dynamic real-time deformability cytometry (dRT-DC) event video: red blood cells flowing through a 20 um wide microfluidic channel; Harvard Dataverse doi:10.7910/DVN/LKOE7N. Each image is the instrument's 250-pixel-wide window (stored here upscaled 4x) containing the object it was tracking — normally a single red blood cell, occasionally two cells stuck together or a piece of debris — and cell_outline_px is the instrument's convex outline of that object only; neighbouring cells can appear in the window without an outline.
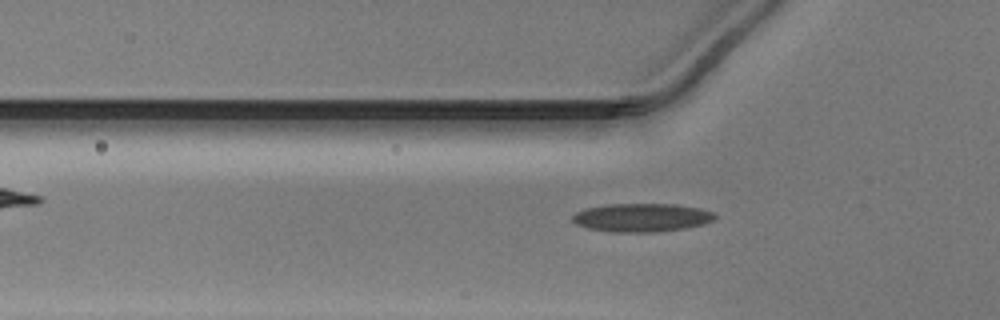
{"species": "Egyptian fruit bat (a non-hibernating species)", "species_latin": "Rousettus aegyptiacus", "temperature_condition": "warm", "stored_images_in_passage": 47, "camera_frame_rate_fps": 3000, "um_per_image_px": 0.085, "animal": {"sex": "male"}, "frame": {"image": 1, "passage_image": 16, "time_ms": 5.0, "image_size_px": [1000, 320], "cell_outline_px": [[716, 216], [712, 220], [704, 224], [684, 228], [656, 232], [616, 232], [588, 228], [576, 224], [572, 220], [572, 216], [576, 212], [588, 208], [608, 204], [676, 204], [700, 208], [716, 212]], "centroid_in_image_um": [54.58, 18.49], "position_along_channel_um": 71.2, "area_um2": 23.52}}
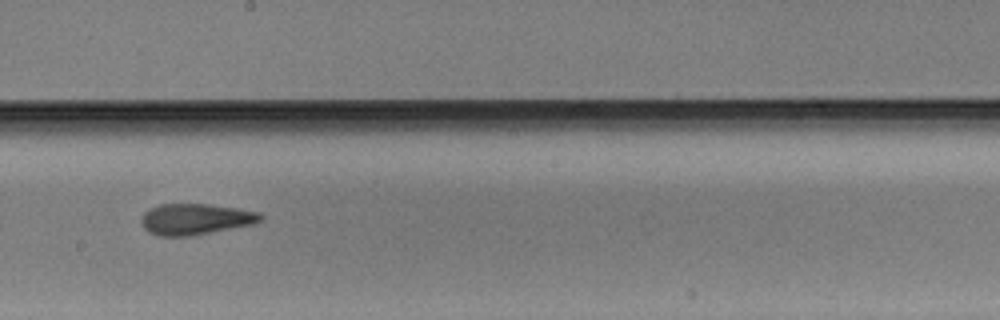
{"frame": {"image": 2, "passage_image": 28, "time_ms": 9.0, "image_size_px": [1000, 320], "cell_outline_px": [[264, 220], [256, 224], [192, 236], [156, 236], [148, 232], [144, 228], [140, 220], [144, 212], [160, 204], [208, 204], [236, 208], [260, 212], [264, 216]], "centroid_in_image_um": [16.66, 18.64], "position_along_channel_um": 231.5, "area_um2": 21.91}}
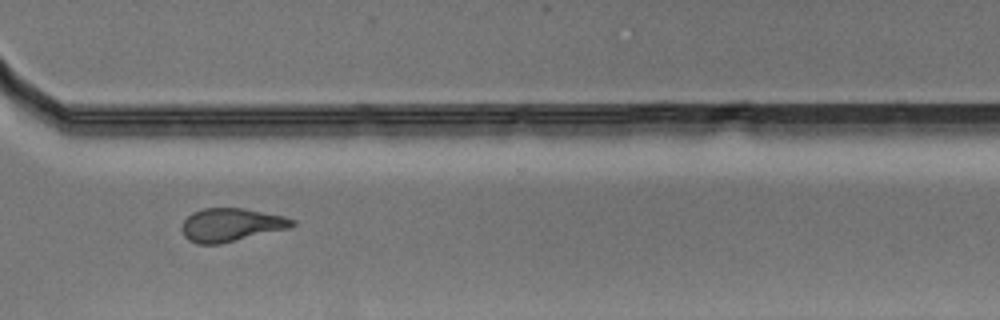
{"frame": {"image": 3, "passage_image": 37, "time_ms": 12.0, "image_size_px": [1000, 320], "cell_outline_px": [[296, 224], [288, 228], [220, 244], [196, 244], [188, 240], [184, 236], [180, 228], [184, 220], [192, 212], [204, 208], [244, 208], [284, 216], [296, 220]], "centroid_in_image_um": [19.61, 19.11], "position_along_channel_um": 351.0, "area_um2": 21.44}}